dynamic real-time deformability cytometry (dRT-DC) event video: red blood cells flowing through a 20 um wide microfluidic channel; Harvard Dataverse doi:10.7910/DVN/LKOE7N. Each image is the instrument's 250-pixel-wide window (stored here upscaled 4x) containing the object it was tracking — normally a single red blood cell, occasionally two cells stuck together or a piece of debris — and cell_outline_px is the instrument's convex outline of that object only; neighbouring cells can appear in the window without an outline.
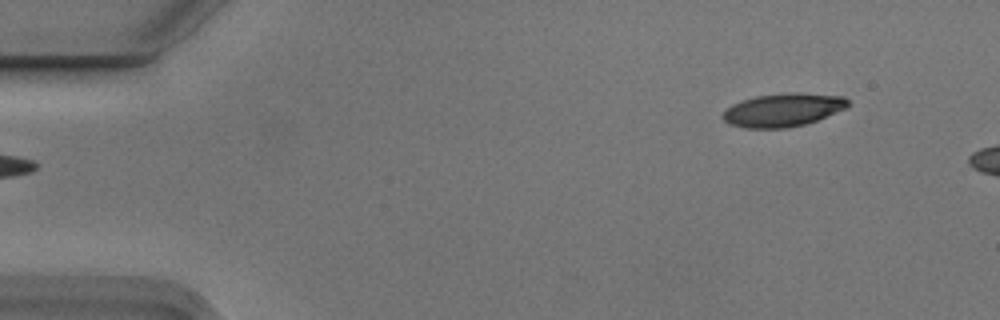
{"species": "Egyptian fruit bat (a non-hibernating species)", "species_latin": "Rousettus aegyptiacus", "temperature_condition": "cold", "stored_images_in_passage": 3, "segment_of_instrument_passage": [2, 2], "camera_frame_rate_fps": 3000, "um_per_image_px": 0.085, "animal": {"sex": "male"}, "frame": {"image": 1, "passage_image": 3, "time_ms": 0.667, "image_size_px": [1000, 320], "cell_outline_px": [[848, 108], [816, 120], [804, 124], [788, 128], [744, 128], [728, 124], [724, 120], [724, 112], [732, 104], [756, 96], [792, 92], [796, 92], [844, 96], [848, 100]], "centroid_in_image_um": [66.58, 9.35], "position_along_channel_um": 18.4, "area_um2": 24.16}}